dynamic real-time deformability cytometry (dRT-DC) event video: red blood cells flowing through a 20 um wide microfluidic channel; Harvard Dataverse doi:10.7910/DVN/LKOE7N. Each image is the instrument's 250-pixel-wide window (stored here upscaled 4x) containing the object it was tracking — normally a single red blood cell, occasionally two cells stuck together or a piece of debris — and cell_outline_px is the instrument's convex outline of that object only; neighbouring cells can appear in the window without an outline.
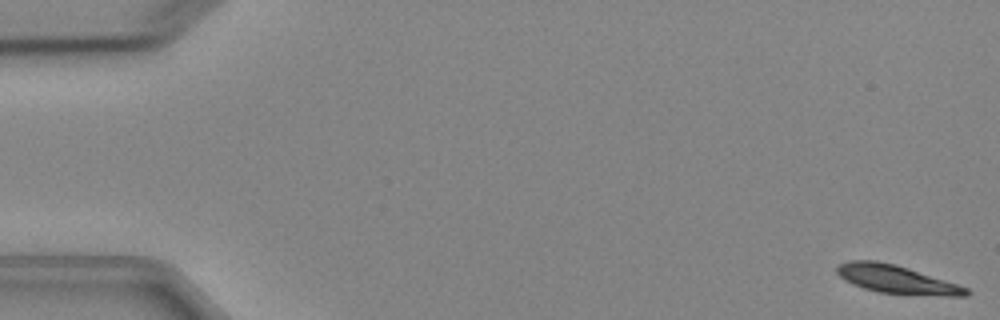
{"species": "Egyptian fruit bat (a non-hibernating species)", "species_latin": "Rousettus aegyptiacus", "temperature_condition": "cold", "stored_images_in_passage": 5, "camera_frame_rate_fps": 3000, "um_per_image_px": 0.085, "animal": {"sex": "female"}, "frame": {"image": 1, "passage_image": 1, "time_ms": 0.0, "image_size_px": [1000, 320], "cell_outline_px": [[972, 292], [968, 296], [948, 296], [876, 292], [852, 284], [844, 280], [836, 272], [836, 268], [840, 264], [848, 260], [876, 260], [896, 264], [968, 288]], "centroid_in_image_um": [76.18, 23.74], "position_along_channel_um": 8.8, "area_um2": 21.15}}
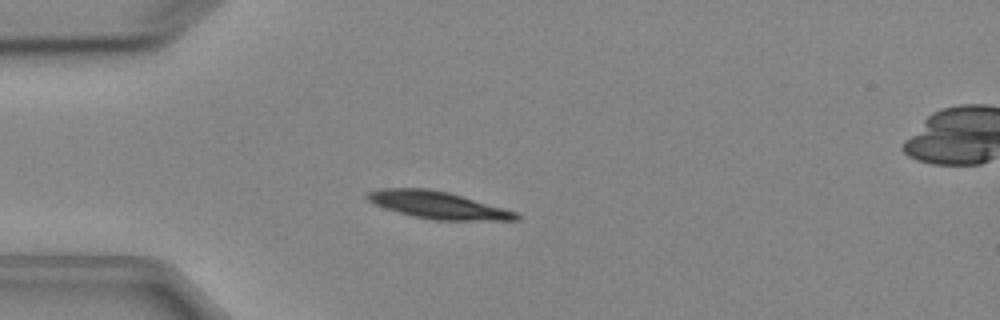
{"frame": {"image": 2, "passage_image": 4, "time_ms": 4.333, "image_size_px": [1000, 320], "cell_outline_px": [[520, 220], [432, 220], [412, 216], [384, 208], [368, 200], [364, 196], [368, 192], [380, 188], [428, 188], [448, 192], [516, 212], [520, 216]], "centroid_in_image_um": [37.17, 17.43], "position_along_channel_um": 47.8, "area_um2": 23.41}}